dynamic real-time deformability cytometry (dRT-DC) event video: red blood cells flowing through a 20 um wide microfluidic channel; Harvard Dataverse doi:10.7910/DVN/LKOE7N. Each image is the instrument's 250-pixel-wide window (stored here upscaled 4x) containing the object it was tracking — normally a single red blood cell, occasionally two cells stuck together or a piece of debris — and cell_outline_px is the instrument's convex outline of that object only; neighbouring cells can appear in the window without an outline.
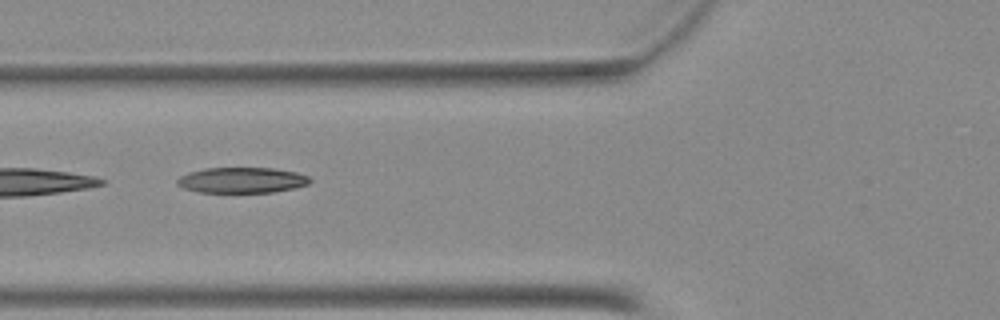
{"species": "Egyptian fruit bat (a non-hibernating species)", "species_latin": "Rousettus aegyptiacus", "temperature_condition": "warm", "stored_images_in_passage": 15, "camera_frame_rate_fps": 3000, "um_per_image_px": 0.085, "animal": {"sex": "female"}, "frame": {"image": 1, "passage_image": 7, "time_ms": 2.0, "image_size_px": [1000, 320], "cell_outline_px": [[312, 180], [308, 184], [296, 188], [272, 192], [200, 192], [184, 188], [176, 184], [176, 180], [180, 176], [188, 172], [204, 168], [276, 168], [296, 172], [308, 176]], "centroid_in_image_um": [20.57, 15.31], "position_along_channel_um": 105.2, "area_um2": 19.88}}